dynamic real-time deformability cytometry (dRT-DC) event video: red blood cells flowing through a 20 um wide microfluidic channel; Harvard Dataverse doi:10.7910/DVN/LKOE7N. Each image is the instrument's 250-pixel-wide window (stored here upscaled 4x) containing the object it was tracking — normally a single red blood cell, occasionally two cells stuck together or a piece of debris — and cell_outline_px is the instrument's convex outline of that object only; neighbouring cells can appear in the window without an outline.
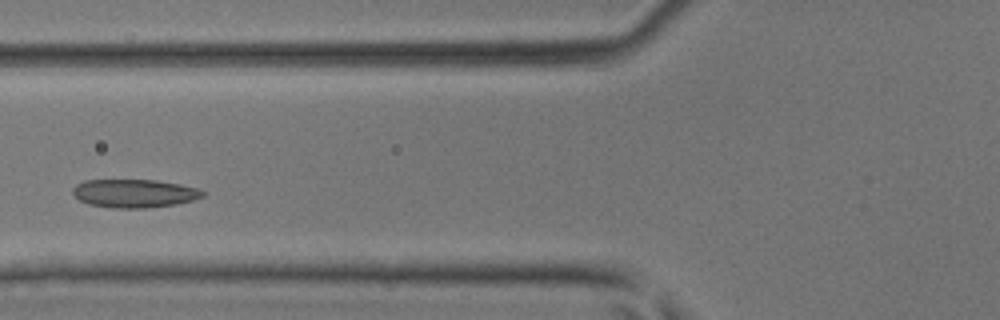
{"species": "common noctule bat (a hibernating species)", "species_latin": "Nyctalus noctula", "temperature_condition": "room temperature", "stored_images_in_passage": 38, "camera_frame_rate_fps": 3000, "um_per_image_px": 0.085, "animal": {"sex": "male", "body_mass_g": 17.9, "forearm_length_mm": 54.2}, "frame": {"image": 1, "passage_image": 11, "time_ms": 3.333, "image_size_px": [1000, 320], "cell_outline_px": [[208, 192], [204, 196], [192, 200], [176, 204], [148, 208], [112, 208], [88, 204], [80, 200], [72, 192], [72, 188], [76, 184], [84, 180], [156, 180], [180, 184], [196, 188]], "centroid_in_image_um": [11.43, 16.44], "position_along_channel_um": 114.4, "area_um2": 21.56}}
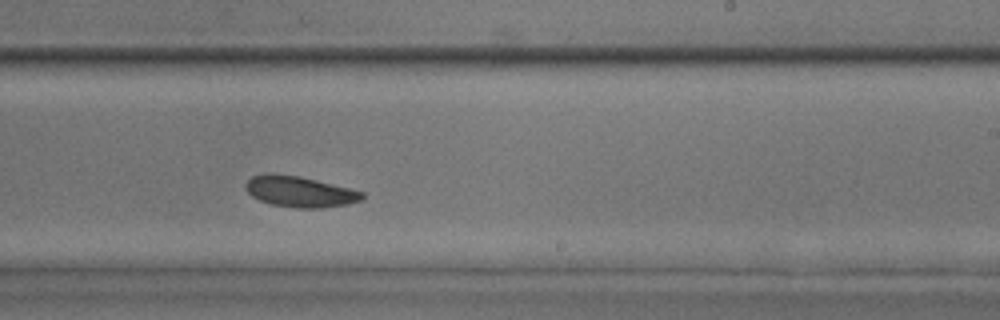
{"frame": {"image": 2, "passage_image": 21, "time_ms": 6.667, "image_size_px": [1000, 320], "cell_outline_px": [[364, 196], [360, 200], [348, 204], [324, 208], [296, 208], [272, 204], [260, 200], [252, 196], [244, 188], [244, 184], [252, 176], [264, 172], [272, 172], [296, 176], [316, 180], [364, 192]], "centroid_in_image_um": [25.43, 16.28], "position_along_channel_um": 263.6, "area_um2": 20.98}}
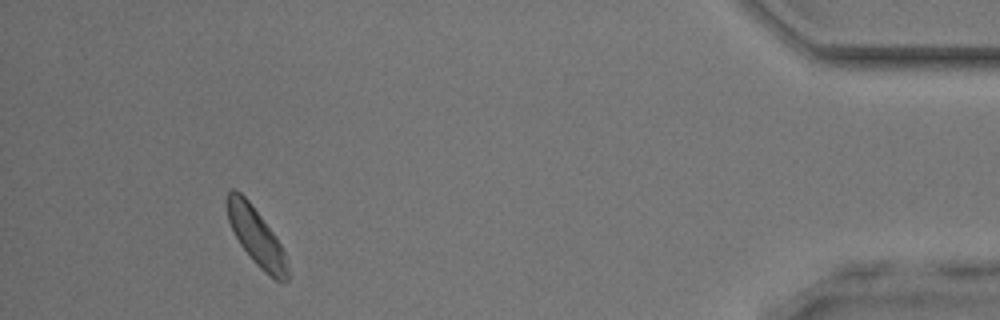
{"frame": {"image": 3, "passage_image": 35, "time_ms": 11.333, "image_size_px": [1000, 320], "cell_outline_px": [[288, 280], [276, 280], [264, 272], [252, 260], [240, 244], [228, 220], [224, 200], [228, 192], [232, 188], [236, 188], [248, 200], [276, 236], [284, 252], [288, 264]], "centroid_in_image_um": [21.75, 20.06], "position_along_channel_um": 413.5, "area_um2": 20.23}}